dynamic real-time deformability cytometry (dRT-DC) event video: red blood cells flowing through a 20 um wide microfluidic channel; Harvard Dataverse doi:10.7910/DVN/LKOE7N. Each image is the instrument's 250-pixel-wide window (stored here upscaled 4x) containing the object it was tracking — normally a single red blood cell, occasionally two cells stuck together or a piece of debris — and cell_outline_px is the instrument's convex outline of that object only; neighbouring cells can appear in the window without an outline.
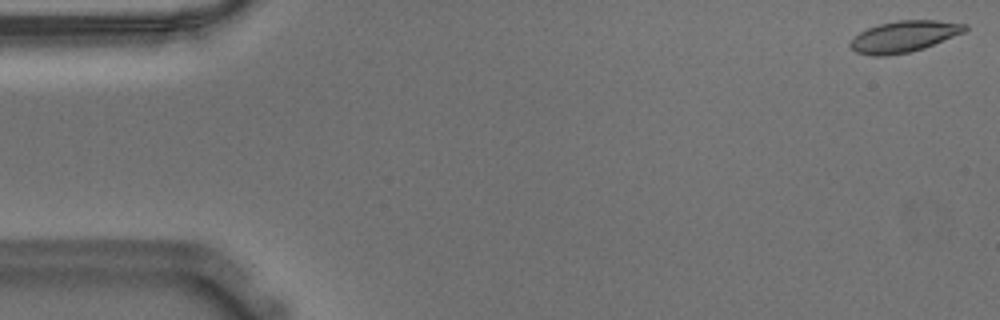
{"species": "Egyptian fruit bat (a non-hibernating species)", "species_latin": "Rousettus aegyptiacus", "temperature_condition": "warm", "stored_images_in_passage": 55, "camera_frame_rate_fps": 3000, "um_per_image_px": 0.085, "animal": {"sex": "male"}, "frame": {"image": 1, "passage_image": 1, "time_ms": 0.0, "image_size_px": [1000, 320], "cell_outline_px": [[968, 28], [964, 32], [924, 48], [908, 52], [884, 56], [872, 56], [856, 52], [848, 44], [860, 32], [868, 28], [880, 24], [896, 20], [936, 20], [968, 24]], "centroid_in_image_um": [76.85, 3.1], "position_along_channel_um": 8.1, "area_um2": 20.75}}
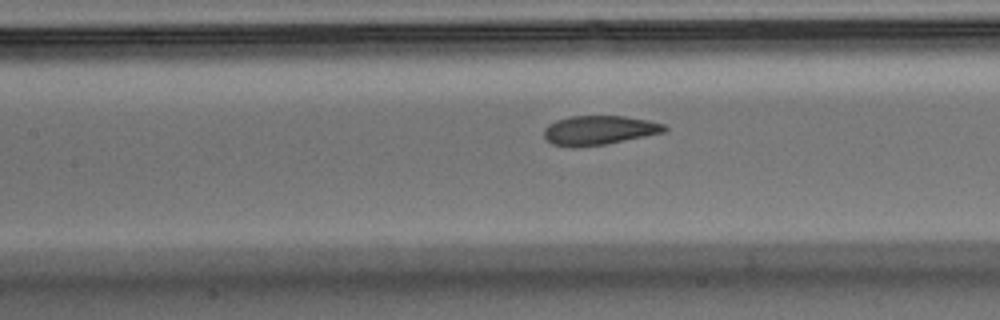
{"frame": {"image": 2, "passage_image": 24, "time_ms": 7.667, "image_size_px": [1000, 320], "cell_outline_px": [[668, 128], [664, 132], [604, 144], [572, 148], [568, 148], [552, 144], [544, 136], [544, 128], [548, 124], [556, 120], [572, 116], [624, 116], [648, 120], [664, 124]], "centroid_in_image_um": [50.88, 11.07], "position_along_channel_um": 156.5, "area_um2": 20.46}}
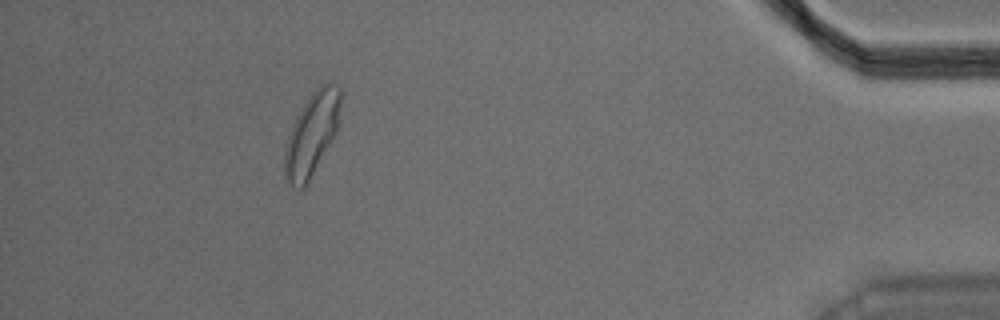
{"frame": {"image": 3, "passage_image": 50, "time_ms": 16.333, "image_size_px": [1000, 320], "cell_outline_px": [[340, 104], [336, 132], [304, 188], [300, 188], [284, 180], [284, 152], [288, 136], [296, 116], [312, 92], [320, 84], [332, 84], [340, 88]], "centroid_in_image_um": [26.47, 11.4], "position_along_channel_um": 408.7, "area_um2": 26.3}, "authors_computed_cell_mechanics": {"area_um2": 21.2126, "velocity_mm_per_s": 3.5873, "shape_relaxation_time_tau1_ms": 5.1449, "shape_relaxation_time_tau2_ms": 1.1916, "deformation_change_tau1": 0.1548, "deformation_change_tau2": 0.0707}}